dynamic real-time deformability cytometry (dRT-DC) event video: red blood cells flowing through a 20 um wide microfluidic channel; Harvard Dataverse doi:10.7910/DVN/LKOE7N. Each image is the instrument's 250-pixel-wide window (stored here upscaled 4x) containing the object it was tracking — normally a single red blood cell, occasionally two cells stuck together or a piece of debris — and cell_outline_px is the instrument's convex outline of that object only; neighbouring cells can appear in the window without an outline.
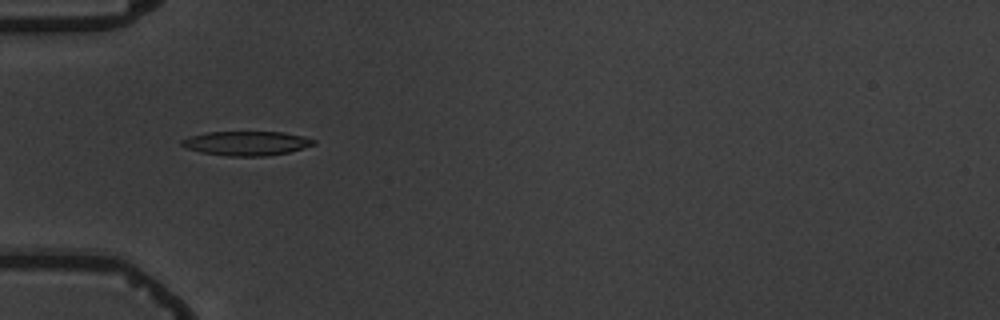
{"species": "common noctule bat (a hibernating species)", "species_latin": "Nyctalus noctula", "temperature_condition": "warm", "stored_images_in_passage": 8, "camera_frame_rate_fps": 3000, "um_per_image_px": 0.085, "animal": {"sex": "male", "body_mass_g": 19.5, "forearm_length_mm": 54.6}, "frame": {"image": 1, "passage_image": 4, "time_ms": 4.333, "image_size_px": [1000, 320], "cell_outline_px": [[316, 144], [288, 152], [264, 156], [228, 156], [200, 152], [188, 148], [180, 144], [180, 140], [192, 136], [208, 132], [284, 132], [304, 136], [316, 140]], "centroid_in_image_um": [20.97, 12.17], "position_along_channel_um": 64.0, "area_um2": 18.55}}
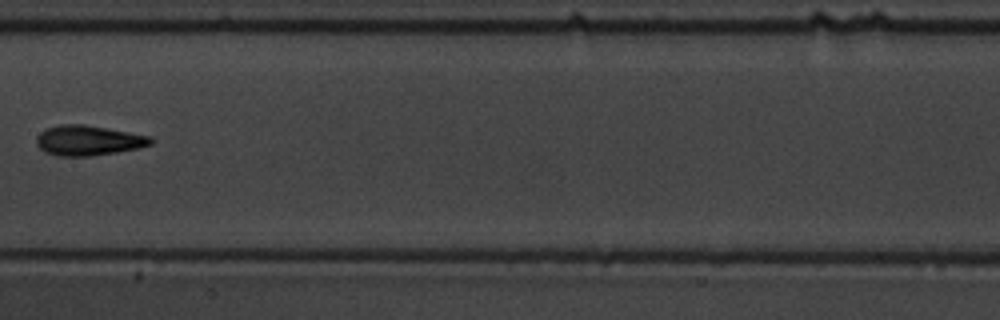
{"frame": {"image": 2, "passage_image": 7, "time_ms": 8.0, "image_size_px": [1000, 320], "cell_outline_px": [[152, 144], [136, 148], [116, 152], [88, 156], [56, 156], [44, 152], [36, 144], [36, 136], [40, 132], [48, 128], [60, 124], [84, 124], [152, 136]], "centroid_in_image_um": [7.47, 11.93], "position_along_channel_um": 199.9, "area_um2": 20.0}}
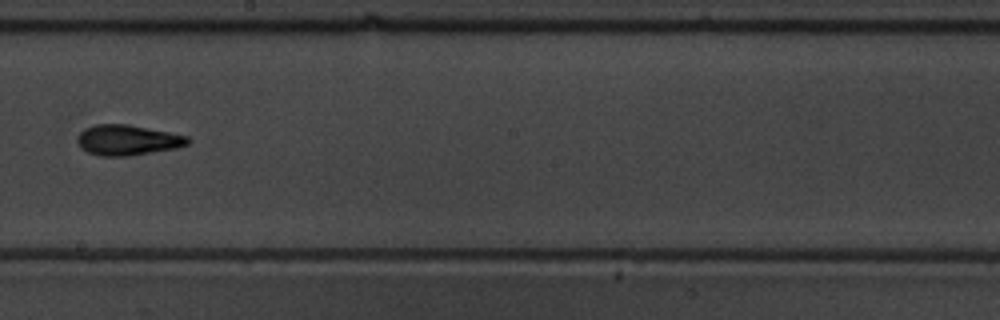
{"frame": {"image": 3, "passage_image": 8, "time_ms": 9.0, "image_size_px": [1000, 320], "cell_outline_px": [[192, 140], [188, 144], [176, 148], [128, 156], [100, 156], [88, 152], [80, 148], [76, 140], [80, 132], [84, 128], [96, 124], [128, 124], [188, 136]], "centroid_in_image_um": [10.82, 11.9], "position_along_channel_um": 237.4, "area_um2": 19.59}}